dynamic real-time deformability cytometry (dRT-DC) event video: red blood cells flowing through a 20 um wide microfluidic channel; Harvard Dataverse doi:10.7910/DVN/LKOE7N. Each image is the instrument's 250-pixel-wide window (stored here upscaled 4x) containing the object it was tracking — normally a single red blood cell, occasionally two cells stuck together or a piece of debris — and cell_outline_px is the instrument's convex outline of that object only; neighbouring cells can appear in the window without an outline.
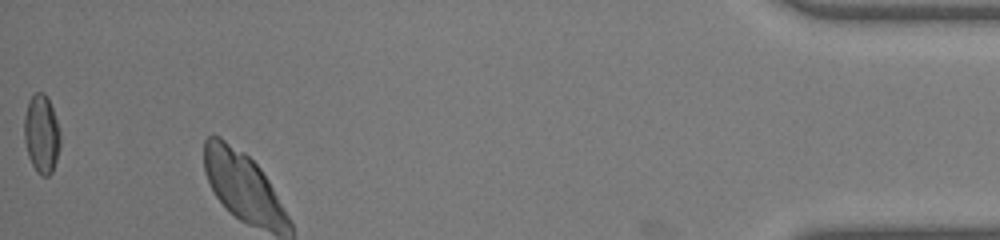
{"species": "common noctule bat (a hibernating species)", "species_latin": "Nyctalus noctula", "temperature_condition": "warm", "stored_images_in_passage": 29, "segment_of_instrument_passage": [2, 2], "camera_frame_rate_fps": 3000, "um_per_image_px": 0.085, "animal": {"sex": "male", "body_mass_g": 19.0, "forearm_length_mm": 50.8}, "frame": {"image": 1, "passage_image": 29, "time_ms": 9.333, "image_size_px": [1000, 240], "cell_outline_px": [[60, 148], [52, 172], [48, 176], [40, 176], [36, 172], [28, 156], [24, 140], [24, 116], [28, 100], [36, 92], [44, 92], [48, 96], [60, 132]], "centroid_in_image_um": [3.52, 11.39], "position_along_channel_um": 431.7, "area_um2": 16.65}}